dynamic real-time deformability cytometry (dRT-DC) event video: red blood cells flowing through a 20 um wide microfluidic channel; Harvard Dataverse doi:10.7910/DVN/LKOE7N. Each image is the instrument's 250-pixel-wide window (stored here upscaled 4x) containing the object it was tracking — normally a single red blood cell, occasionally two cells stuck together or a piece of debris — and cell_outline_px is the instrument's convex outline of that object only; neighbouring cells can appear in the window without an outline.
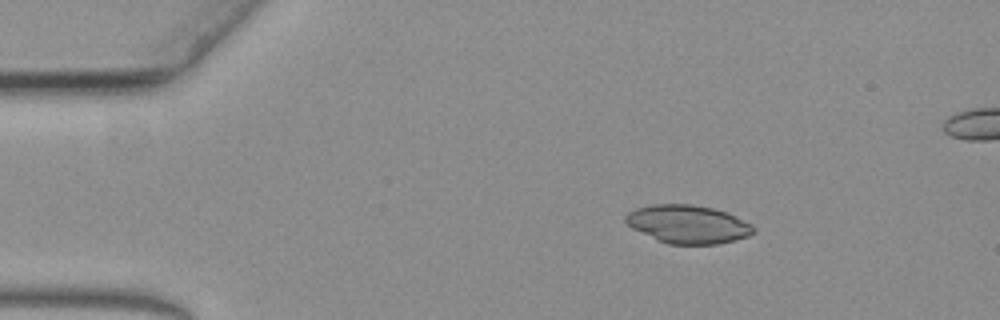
{"species": "common noctule bat (a hibernating species)", "species_latin": "Nyctalus noctula", "temperature_condition": "warm", "stored_images_in_passage": 7, "segment_of_instrument_passage": [2, 2], "camera_frame_rate_fps": 3000, "um_per_image_px": 0.085, "animal": {"sex": "female", "body_mass_g": 19.3, "forearm_length_mm": 54.1}, "frame": {"image": 1, "passage_image": 7, "time_ms": 2.0, "image_size_px": [1000, 320], "cell_outline_px": [[172, 304], [164, 304], [24, 296], [16, 292], [12, 288], [128, 288], [168, 300]], "centroid_in_image_um": [7.97, 25.04], "position_along_channel_um": 77.0, "area_um2": 11.33}}